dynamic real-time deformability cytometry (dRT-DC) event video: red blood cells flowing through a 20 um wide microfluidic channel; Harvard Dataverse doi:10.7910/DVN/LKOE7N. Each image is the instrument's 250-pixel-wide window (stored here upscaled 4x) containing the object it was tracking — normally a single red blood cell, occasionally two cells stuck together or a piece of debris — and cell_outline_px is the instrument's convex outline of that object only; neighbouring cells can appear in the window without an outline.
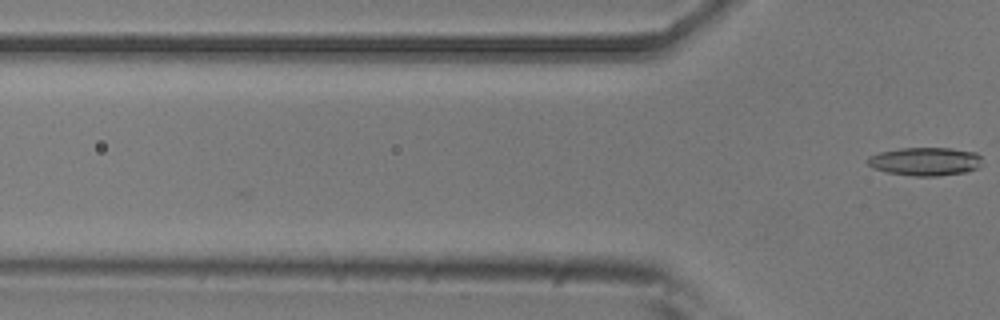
{"species": "common noctule bat (a hibernating species)", "species_latin": "Nyctalus noctula", "temperature_condition": "room temperature", "stored_images_in_passage": 4, "camera_frame_rate_fps": 3000, "um_per_image_px": 0.085, "animal": {"sex": "male", "body_mass_g": 20.5, "forearm_length_mm": 52.5}, "frame": {"image": 1, "passage_image": 4, "time_ms": 1.0, "image_size_px": [1000, 320], "cell_outline_px": [[980, 168], [968, 172], [936, 176], [912, 176], [888, 172], [872, 168], [868, 164], [868, 156], [880, 152], [900, 148], [952, 148], [976, 152], [980, 156]], "centroid_in_image_um": [78.66, 13.72], "position_along_channel_um": 47.1, "area_um2": 19.02}}